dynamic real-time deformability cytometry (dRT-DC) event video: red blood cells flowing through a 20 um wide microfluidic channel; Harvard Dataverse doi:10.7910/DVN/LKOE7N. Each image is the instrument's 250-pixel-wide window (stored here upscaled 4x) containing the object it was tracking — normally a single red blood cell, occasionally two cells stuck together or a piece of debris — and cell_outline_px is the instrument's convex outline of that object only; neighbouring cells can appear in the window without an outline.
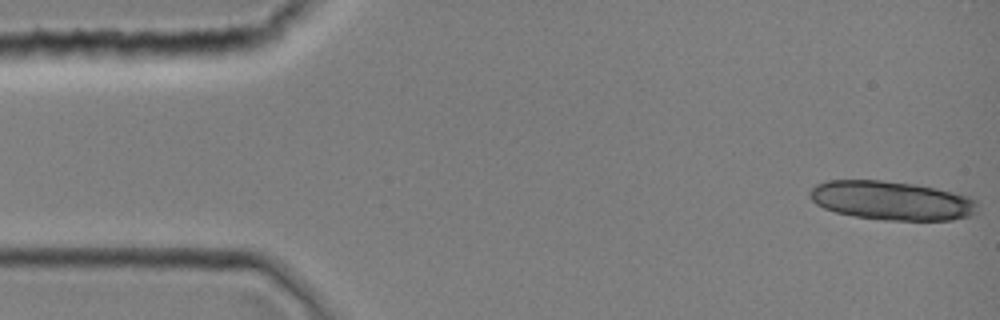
{"species": "common noctule bat (a hibernating species)", "species_latin": "Nyctalus noctula", "temperature_condition": "room temperature", "stored_images_in_passage": 11, "camera_frame_rate_fps": 3000, "um_per_image_px": 0.085, "animal": {"sex": "female", "body_mass_g": 19.0, "forearm_length_mm": 51.5}, "frame": {"image": 1, "passage_image": 1, "time_ms": 0.0, "image_size_px": [1000, 320], "cell_outline_px": [[976, 212], [972, 216], [952, 220], [884, 220], [856, 216], [836, 212], [824, 208], [816, 204], [808, 196], [808, 192], [816, 184], [828, 180], [880, 180], [916, 184], [936, 188], [968, 196], [976, 200]], "centroid_in_image_um": [75.78, 17.04], "position_along_channel_um": 9.2, "area_um2": 38.15}}